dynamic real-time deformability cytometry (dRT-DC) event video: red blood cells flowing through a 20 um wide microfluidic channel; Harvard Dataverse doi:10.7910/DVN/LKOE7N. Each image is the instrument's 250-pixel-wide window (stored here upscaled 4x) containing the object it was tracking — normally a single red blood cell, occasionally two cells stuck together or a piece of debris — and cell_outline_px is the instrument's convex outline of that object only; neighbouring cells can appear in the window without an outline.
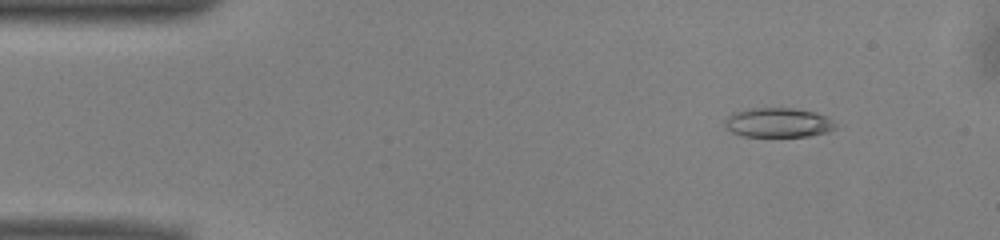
{"species": "common noctule bat (a hibernating species)", "species_latin": "Nyctalus noctula", "temperature_condition": "warm", "stored_images_in_passage": 51, "camera_frame_rate_fps": 3000, "um_per_image_px": 0.085, "animal": {"sex": "male", "body_mass_g": 13.0, "forearm_length_mm": 53.1}, "frame": {"image": 1, "passage_image": 6, "time_ms": 1.667, "image_size_px": [1000, 240], "cell_outline_px": [[836, 128], [828, 132], [808, 136], [744, 136], [732, 132], [724, 124], [728, 116], [732, 112], [748, 108], [796, 108], [816, 112], [828, 116], [836, 124]], "centroid_in_image_um": [66.18, 10.41], "position_along_channel_um": 18.8, "area_um2": 19.13}}
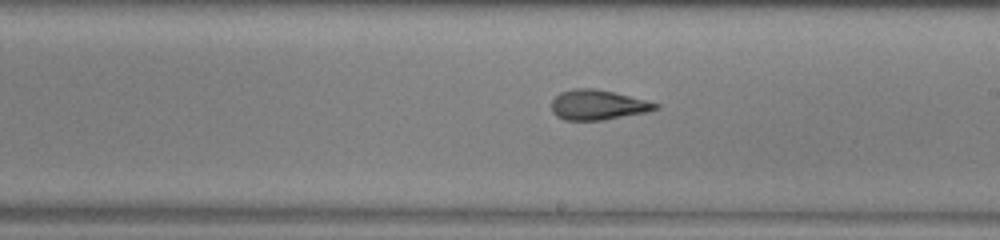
{"frame": {"image": 2, "passage_image": 29, "time_ms": 9.333, "image_size_px": [1000, 240], "cell_outline_px": [[660, 108], [648, 112], [604, 120], [564, 120], [556, 116], [552, 112], [552, 100], [560, 92], [572, 88], [592, 88], [612, 92], [660, 104]], "centroid_in_image_um": [50.8, 8.92], "position_along_channel_um": 238.2, "area_um2": 18.15}}
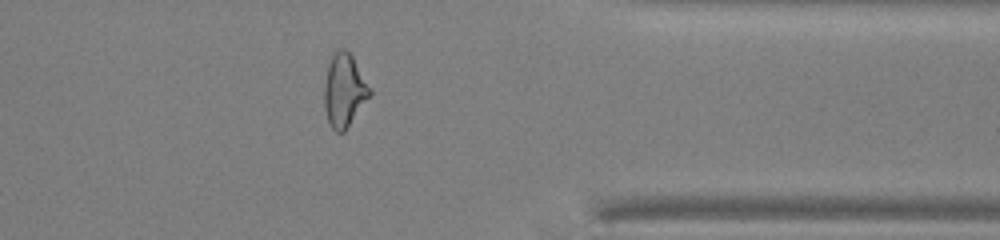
{"frame": {"image": 3, "passage_image": 41, "time_ms": 13.333, "image_size_px": [1000, 240], "cell_outline_px": [[372, 92], [344, 132], [336, 132], [332, 128], [328, 120], [324, 108], [324, 84], [328, 64], [332, 56], [340, 48], [344, 48], [352, 56]], "centroid_in_image_um": [29.23, 7.69], "position_along_channel_um": 382.2, "area_um2": 18.96}, "authors_computed_cell_mechanics": {"area_um2": 19.1318, "velocity_mm_per_s": 3.9729, "shape_relaxation_time_tau1_ms": null, "shape_relaxation_time_tau2_ms": 2.2448, "deformation_change_tau1": null, "deformation_change_tau2": 0.1168}}